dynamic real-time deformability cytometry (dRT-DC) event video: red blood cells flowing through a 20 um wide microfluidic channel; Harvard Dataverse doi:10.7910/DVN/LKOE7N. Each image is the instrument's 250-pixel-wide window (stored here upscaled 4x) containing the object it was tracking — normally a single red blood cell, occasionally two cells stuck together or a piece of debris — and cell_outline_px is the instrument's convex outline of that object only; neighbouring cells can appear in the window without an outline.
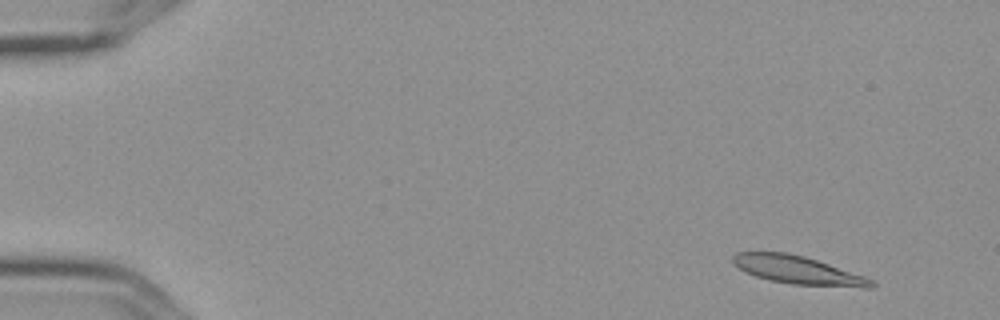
{"species": "Egyptian fruit bat (a non-hibernating species)", "species_latin": "Rousettus aegyptiacus", "temperature_condition": "cold", "stored_images_in_passage": 6, "camera_frame_rate_fps": 3000, "um_per_image_px": 0.085, "frame": {"image": 1, "passage_image": 1, "time_ms": 0.0, "image_size_px": [1000, 320], "cell_outline_px": [[876, 284], [872, 288], [864, 288], [792, 284], [768, 280], [744, 272], [732, 260], [732, 256], [736, 252], [788, 252], [804, 256], [864, 276], [872, 280]], "centroid_in_image_um": [67.82, 22.96], "position_along_channel_um": 17.2, "area_um2": 22.6}}
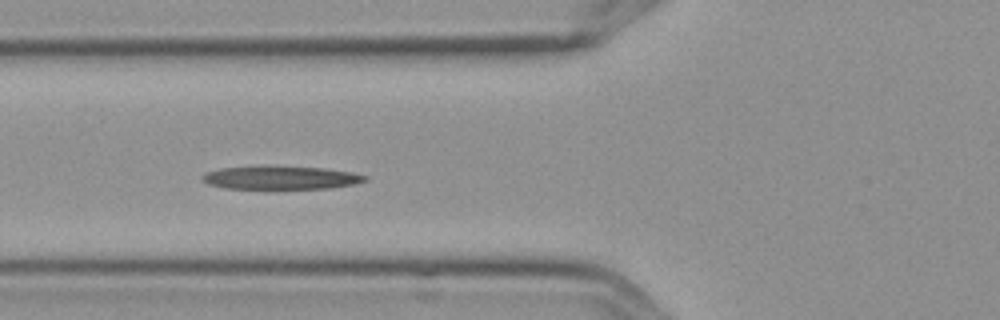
{"frame": {"image": 2, "passage_image": 5, "time_ms": 1.333, "image_size_px": [1000, 320], "cell_outline_px": [[368, 180], [356, 184], [328, 188], [272, 192], [224, 188], [208, 184], [200, 180], [200, 176], [204, 172], [220, 168], [324, 168], [352, 172], [368, 176]], "centroid_in_image_um": [23.84, 15.19], "position_along_channel_um": 102.0, "area_um2": 22.77}}
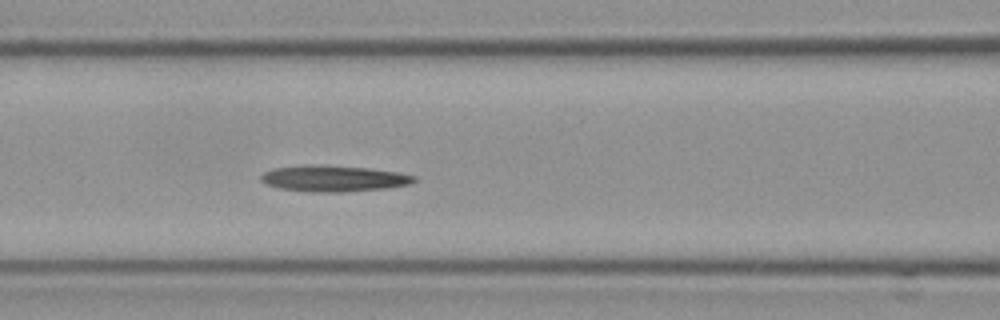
{"frame": {"image": 3, "passage_image": 6, "time_ms": 1.667, "image_size_px": [1000, 320], "cell_outline_px": [[416, 180], [408, 184], [388, 188], [344, 192], [312, 192], [280, 188], [268, 184], [260, 180], [260, 176], [264, 172], [272, 168], [316, 164], [368, 168], [396, 172], [416, 176]], "centroid_in_image_um": [28.35, 15.17], "position_along_channel_um": 138.3, "area_um2": 23.24}}